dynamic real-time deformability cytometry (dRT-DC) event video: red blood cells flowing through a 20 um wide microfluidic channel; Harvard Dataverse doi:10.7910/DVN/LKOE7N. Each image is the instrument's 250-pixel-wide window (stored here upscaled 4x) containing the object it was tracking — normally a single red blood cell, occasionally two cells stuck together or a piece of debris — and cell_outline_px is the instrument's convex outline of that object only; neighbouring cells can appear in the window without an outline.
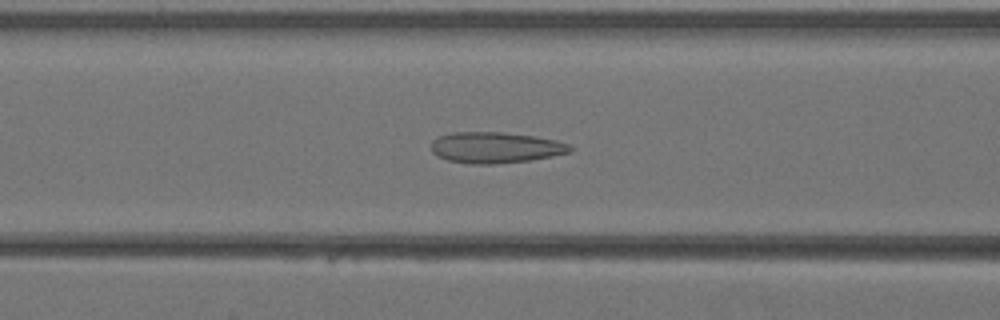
{"species": "Egyptian fruit bat (a non-hibernating species)", "species_latin": "Rousettus aegyptiacus", "temperature_condition": "warm", "stored_images_in_passage": 41, "camera_frame_rate_fps": 3000, "um_per_image_px": 0.085, "animal": {"sex": "female"}, "frame": {"image": 1, "passage_image": 17, "time_ms": 5.333, "image_size_px": [1000, 320], "cell_outline_px": [[572, 152], [552, 156], [528, 160], [496, 164], [468, 164], [448, 160], [436, 156], [432, 152], [432, 140], [440, 136], [452, 132], [500, 132], [536, 136], [556, 140], [568, 144], [572, 148]], "centroid_in_image_um": [42.1, 12.54], "position_along_channel_um": 124.5, "area_um2": 25.14}}
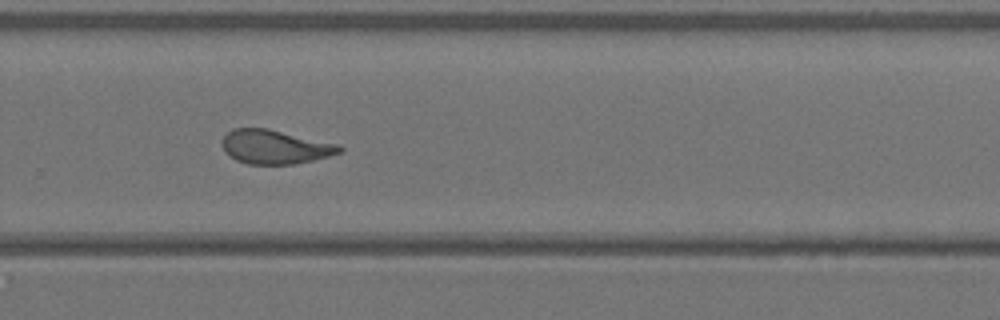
{"frame": {"image": 2, "passage_image": 28, "time_ms": 9.0, "image_size_px": [1000, 320], "cell_outline_px": [[344, 148], [340, 152], [328, 156], [312, 160], [292, 164], [248, 164], [236, 160], [224, 152], [220, 144], [220, 140], [232, 128], [268, 128], [340, 144]], "centroid_in_image_um": [23.34, 12.47], "position_along_channel_um": 306.5, "area_um2": 23.47}}
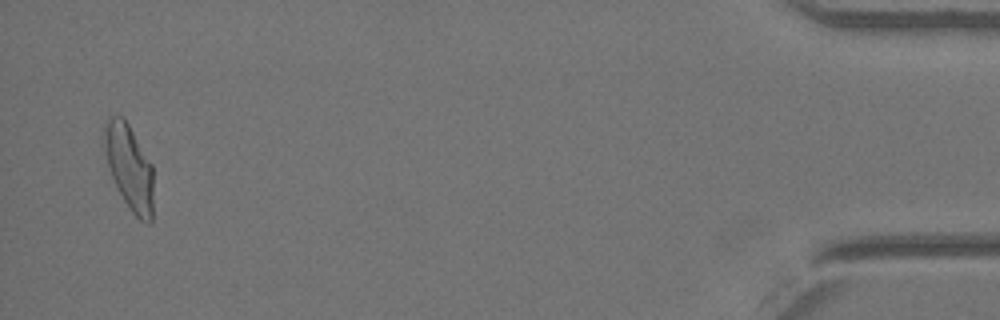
{"frame": {"image": 3, "passage_image": 40, "time_ms": 13.0, "image_size_px": [1000, 320], "cell_outline_px": [[152, 220], [148, 224], [140, 220], [132, 212], [124, 200], [112, 176], [108, 164], [104, 148], [104, 124], [108, 116], [124, 116], [152, 164]], "centroid_in_image_um": [10.99, 14.17], "position_along_channel_um": 424.2, "area_um2": 24.16}}